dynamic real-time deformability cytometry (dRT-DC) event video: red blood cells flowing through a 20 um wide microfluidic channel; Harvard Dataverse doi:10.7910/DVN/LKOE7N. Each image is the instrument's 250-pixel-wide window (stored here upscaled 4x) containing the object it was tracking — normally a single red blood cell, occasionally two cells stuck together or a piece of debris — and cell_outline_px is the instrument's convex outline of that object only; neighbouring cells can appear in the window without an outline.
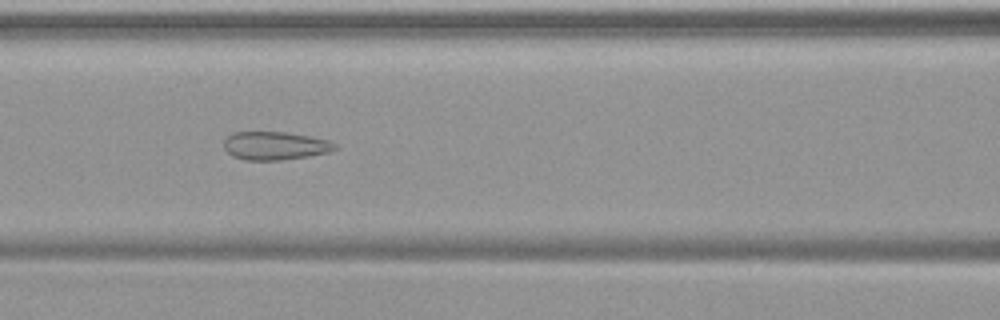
{"species": "common noctule bat (a hibernating species)", "species_latin": "Nyctalus noctula", "temperature_condition": "warm", "stored_images_in_passage": 53, "camera_frame_rate_fps": 3000, "um_per_image_px": 0.085, "animal": {"sex": "female", "body_mass_g": 19.9}, "frame": {"image": 1, "passage_image": 23, "time_ms": 7.333, "image_size_px": [1000, 320], "cell_outline_px": [[340, 148], [332, 152], [308, 156], [280, 160], [244, 160], [232, 156], [224, 148], [224, 140], [232, 132], [284, 132], [308, 136], [328, 140], [336, 144]], "centroid_in_image_um": [23.4, 12.39], "position_along_channel_um": 143.2, "area_um2": 18.38}}
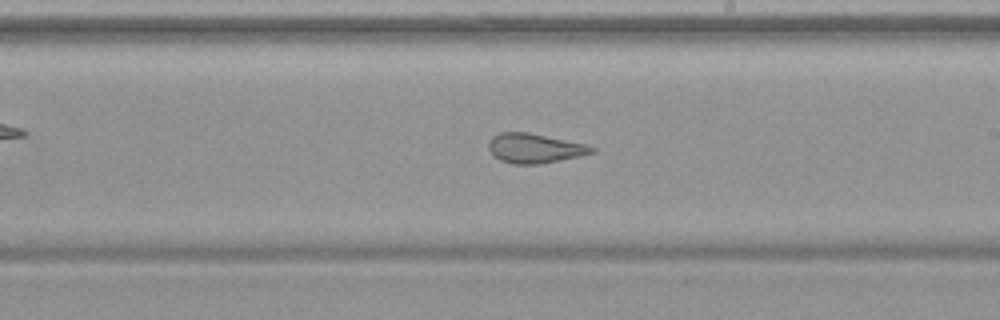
{"frame": {"image": 2, "passage_image": 31, "time_ms": 10.0, "image_size_px": [1000, 320], "cell_outline_px": [[596, 152], [580, 156], [540, 164], [512, 164], [500, 160], [492, 156], [488, 148], [488, 144], [492, 136], [500, 132], [528, 132], [588, 144], [596, 148]], "centroid_in_image_um": [45.45, 12.6], "position_along_channel_um": 243.6, "area_um2": 18.03}}
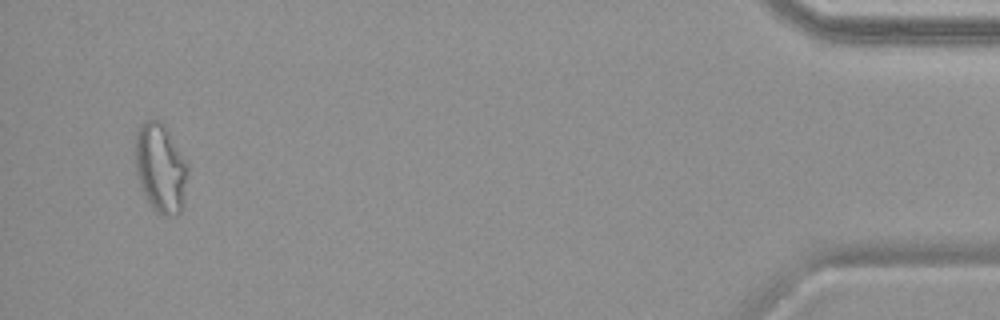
{"frame": {"image": 3, "passage_image": 51, "time_ms": 16.667, "image_size_px": [1000, 320], "cell_outline_px": [[188, 172], [180, 212], [176, 216], [164, 216], [156, 212], [152, 208], [140, 188], [136, 176], [136, 132], [140, 124], [144, 120], [160, 120], [168, 128], [188, 164]], "centroid_in_image_um": [13.64, 14.27], "position_along_channel_um": 421.6, "area_um2": 27.51}, "authors_computed_cell_mechanics": {"area_um2": 23.8136, "velocity_mm_per_s": 3.7766, "shape_relaxation_time_tau1_ms": null, "shape_relaxation_time_tau2_ms": 1.3884, "deformation_change_tau1": null, "deformation_change_tau2": 0.0998}}